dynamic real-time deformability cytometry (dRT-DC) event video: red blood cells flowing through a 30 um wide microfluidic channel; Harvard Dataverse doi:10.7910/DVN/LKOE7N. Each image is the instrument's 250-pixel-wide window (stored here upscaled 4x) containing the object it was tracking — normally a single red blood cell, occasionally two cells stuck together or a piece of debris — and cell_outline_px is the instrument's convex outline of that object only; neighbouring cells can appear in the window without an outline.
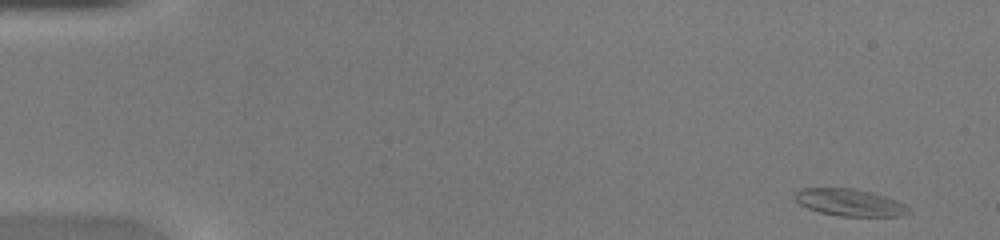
{"species": "common noctule bat (a hibernating species)", "species_latin": "Nyctalus noctula", "temperature_condition": "warm", "stored_images_in_passage": 47, "camera_frame_rate_fps": 3000, "um_per_image_px": 0.085, "animal": {"sex": "female", "body_mass_g": 20.0, "forearm_length_mm": 54.0}, "frame": {"image": 1, "passage_image": 1, "time_ms": 0.0, "image_size_px": [1000, 240], "cell_outline_px": [[908, 212], [900, 216], [840, 216], [820, 212], [808, 208], [800, 204], [792, 196], [800, 188], [852, 188], [872, 192], [896, 200], [904, 204], [908, 208]], "centroid_in_image_um": [72.18, 17.2], "position_along_channel_um": 12.8, "area_um2": 17.8}}
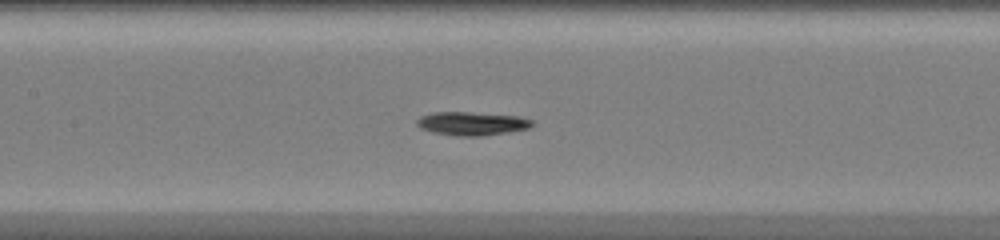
{"frame": {"image": 2, "passage_image": 22, "time_ms": 7.0, "image_size_px": [1000, 240], "cell_outline_px": [[536, 124], [528, 128], [508, 132], [480, 136], [456, 136], [432, 132], [420, 128], [416, 124], [416, 120], [420, 116], [432, 112], [472, 112], [520, 116], [532, 120]], "centroid_in_image_um": [40.1, 10.49], "position_along_channel_um": 167.3, "area_um2": 15.95}}
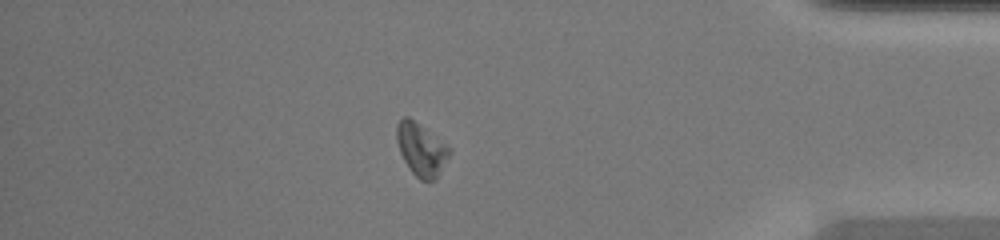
{"frame": {"image": 3, "passage_image": 41, "time_ms": 13.333, "image_size_px": [1000, 240], "cell_outline_px": [[448, 156], [436, 180], [420, 180], [412, 172], [404, 160], [400, 152], [396, 140], [396, 124], [404, 116], [408, 116], [444, 144], [448, 148]], "centroid_in_image_um": [35.74, 12.71], "position_along_channel_um": 399.5, "area_um2": 15.55}, "authors_computed_cell_mechanics": {"area_um2": 15.895, "velocity_mm_per_s": 4.195, "shape_relaxation_time_tau1_ms": 1.8748, "shape_relaxation_time_tau2_ms": null, "deformation_change_tau1": 0.1211, "deformation_change_tau2": null}}